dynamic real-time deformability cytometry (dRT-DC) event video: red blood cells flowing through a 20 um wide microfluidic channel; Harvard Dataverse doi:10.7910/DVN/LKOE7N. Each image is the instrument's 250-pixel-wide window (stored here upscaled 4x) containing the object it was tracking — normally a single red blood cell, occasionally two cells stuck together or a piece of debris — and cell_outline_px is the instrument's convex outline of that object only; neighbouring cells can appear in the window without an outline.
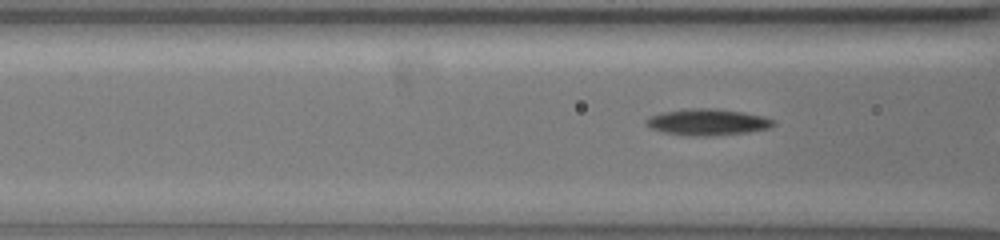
{"species": "common noctule bat (a hibernating species)", "species_latin": "Nyctalus noctula", "temperature_condition": "warm", "stored_images_in_passage": 27, "camera_frame_rate_fps": 3000, "um_per_image_px": 0.085, "animal": {"sex": "female", "body_mass_g": 19.5, "forearm_length_mm": 54.1}, "frame": {"image": 1, "passage_image": 25, "time_ms": 8.0, "image_size_px": [1000, 240], "cell_outline_px": [[776, 124], [768, 128], [748, 132], [712, 136], [692, 136], [664, 132], [652, 128], [648, 124], [648, 120], [652, 116], [664, 112], [692, 108], [708, 108], [744, 112], [760, 116], [772, 120]], "centroid_in_image_um": [60.18, 10.39], "position_along_channel_um": 106.4, "area_um2": 19.02}}